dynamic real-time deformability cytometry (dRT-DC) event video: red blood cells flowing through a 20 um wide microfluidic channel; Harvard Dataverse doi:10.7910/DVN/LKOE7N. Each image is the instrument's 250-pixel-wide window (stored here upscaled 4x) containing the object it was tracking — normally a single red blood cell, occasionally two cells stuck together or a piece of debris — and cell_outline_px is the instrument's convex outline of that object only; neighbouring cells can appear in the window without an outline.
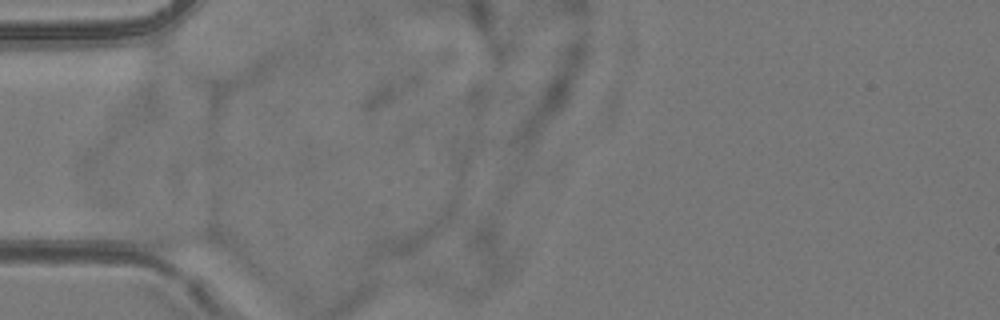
{"species": "common noctule bat (a hibernating species)", "species_latin": "Nyctalus noctula", "temperature_condition": "room temperature", "stored_images_in_passage": 3, "camera_frame_rate_fps": 3000, "um_per_image_px": 0.085, "animal": {"sex": "female", "body_mass_g": 24.6, "forearm_length_mm": 56.2}, "frame": {"image": 1, "passage_image": 2, "time_ms": 0.333, "image_size_px": [1000, 320], "cell_outline_px": [[228, 248], [172, 252], [152, 248], [144, 244], [136, 236], [132, 228], [132, 224], [148, 220], [216, 228], [224, 240]], "centroid_in_image_um": [15.12, 20.11], "position_along_channel_um": 69.9, "area_um2": 15.78}}